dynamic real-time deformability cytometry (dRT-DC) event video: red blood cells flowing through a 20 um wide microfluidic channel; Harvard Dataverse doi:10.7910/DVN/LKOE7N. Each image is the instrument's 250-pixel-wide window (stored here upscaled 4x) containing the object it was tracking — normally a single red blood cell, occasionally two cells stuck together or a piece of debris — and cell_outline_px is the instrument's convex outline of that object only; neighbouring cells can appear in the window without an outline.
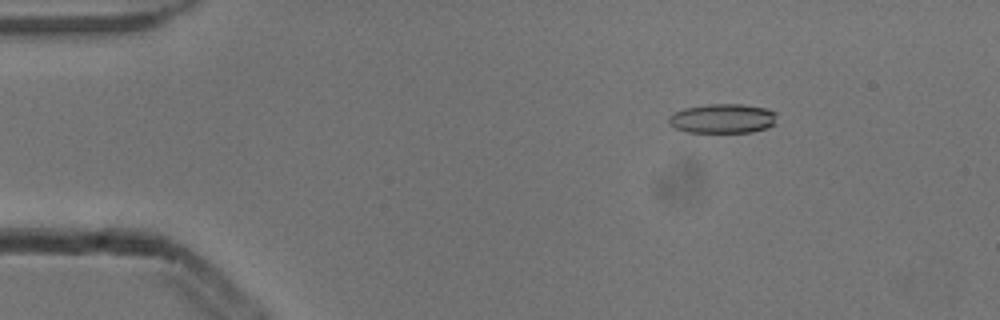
{"species": "common noctule bat (a hibernating species)", "species_latin": "Nyctalus noctula", "temperature_condition": "cold", "stored_images_in_passage": 6, "camera_frame_rate_fps": 3000, "um_per_image_px": 0.085, "animal": {"sex": "male", "body_mass_g": 13.3}, "frame": {"image": 1, "passage_image": 2, "time_ms": 0.333, "image_size_px": [1000, 320], "cell_outline_px": [[776, 124], [768, 128], [752, 132], [688, 132], [676, 128], [668, 124], [668, 116], [672, 112], [684, 108], [708, 104], [744, 104], [768, 108], [776, 112]], "centroid_in_image_um": [61.44, 10.07], "position_along_channel_um": 23.6, "area_um2": 18.9}}
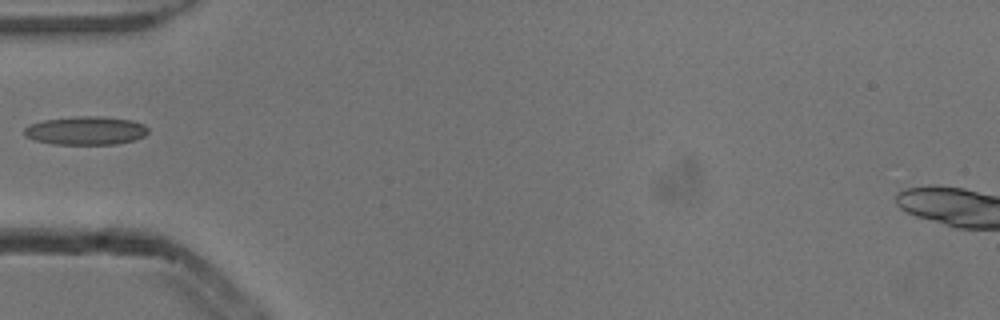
{"frame": {"image": 2, "passage_image": 5, "time_ms": 1.333, "image_size_px": [1000, 320], "cell_outline_px": [[148, 132], [144, 136], [132, 140], [116, 144], [52, 144], [36, 140], [24, 136], [24, 128], [28, 124], [44, 120], [80, 116], [100, 116], [132, 120], [144, 124], [148, 128]], "centroid_in_image_um": [7.28, 11.1], "position_along_channel_um": 77.7, "area_um2": 20.52}}
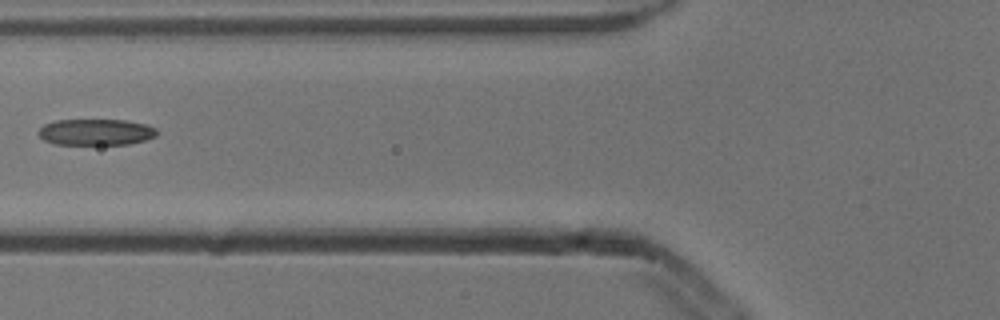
{"frame": {"image": 3, "passage_image": 6, "time_ms": 1.667, "image_size_px": [1000, 320], "cell_outline_px": [[156, 136], [144, 140], [128, 144], [52, 144], [44, 140], [36, 132], [44, 124], [56, 120], [128, 120], [148, 124], [156, 128]], "centroid_in_image_um": [8.14, 11.22], "position_along_channel_um": 117.7, "area_um2": 18.21}}